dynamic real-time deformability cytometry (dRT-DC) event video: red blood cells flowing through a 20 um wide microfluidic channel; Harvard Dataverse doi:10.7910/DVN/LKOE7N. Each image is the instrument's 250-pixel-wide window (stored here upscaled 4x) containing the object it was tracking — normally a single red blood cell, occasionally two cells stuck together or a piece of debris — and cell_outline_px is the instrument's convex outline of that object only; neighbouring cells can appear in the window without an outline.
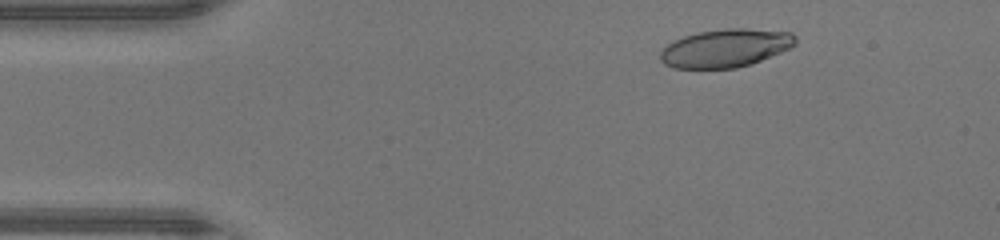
{"species": "human", "species_latin": "Homo sapiens", "temperature_condition": "warm", "stored_images_in_passage": 45, "camera_frame_rate_fps": 3000, "um_per_image_px": 0.085, "donor": {"sex": "male"}, "frame": {"image": 1, "passage_image": 5, "time_ms": 1.333, "image_size_px": [1000, 240], "cell_outline_px": [[796, 44], [780, 52], [752, 64], [736, 68], [672, 68], [664, 64], [660, 60], [660, 52], [668, 44], [684, 36], [696, 32], [724, 28], [744, 28], [792, 32], [796, 36]], "centroid_in_image_um": [61.67, 4.08], "position_along_channel_um": 23.3, "area_um2": 30.11}}
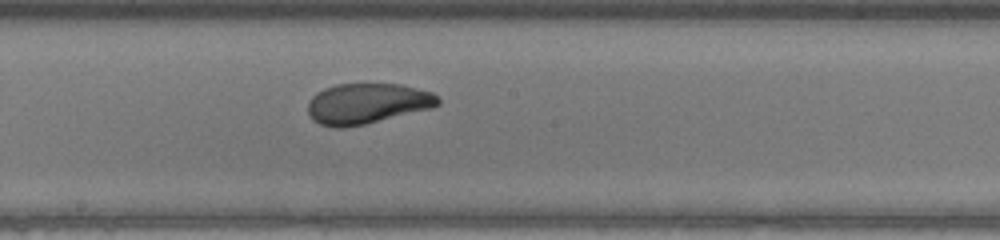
{"frame": {"image": 2, "passage_image": 23, "time_ms": 7.333, "image_size_px": [1000, 240], "cell_outline_px": [[440, 104], [432, 108], [364, 124], [344, 128], [336, 128], [320, 124], [312, 120], [308, 116], [308, 100], [316, 92], [324, 88], [336, 84], [400, 84], [432, 92], [440, 100]], "centroid_in_image_um": [31.16, 8.8], "position_along_channel_um": 217.0, "area_um2": 30.81}}
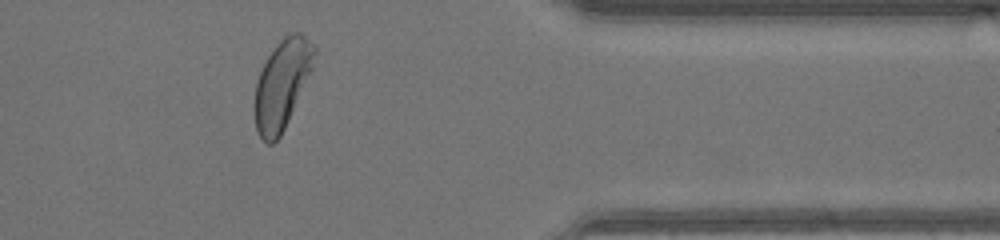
{"frame": {"image": 3, "passage_image": 36, "time_ms": 11.667, "image_size_px": [1000, 240], "cell_outline_px": [[316, 52], [312, 68], [284, 128], [280, 136], [272, 144], [268, 144], [260, 136], [256, 128], [252, 108], [256, 84], [260, 72], [268, 56], [276, 44], [284, 36], [292, 32], [300, 32], [316, 48]], "centroid_in_image_um": [23.93, 7.16], "position_along_channel_um": 387.5, "area_um2": 30.58}, "authors_computed_cell_mechanics": {"area_um2": 31.3276, "velocity_mm_per_s": 4.446, "shape_relaxation_time_tau1_ms": 3.0951, "shape_relaxation_time_tau2_ms": 0.7842, "deformation_change_tau1": 0.1885, "deformation_change_tau2": 0.0471}}